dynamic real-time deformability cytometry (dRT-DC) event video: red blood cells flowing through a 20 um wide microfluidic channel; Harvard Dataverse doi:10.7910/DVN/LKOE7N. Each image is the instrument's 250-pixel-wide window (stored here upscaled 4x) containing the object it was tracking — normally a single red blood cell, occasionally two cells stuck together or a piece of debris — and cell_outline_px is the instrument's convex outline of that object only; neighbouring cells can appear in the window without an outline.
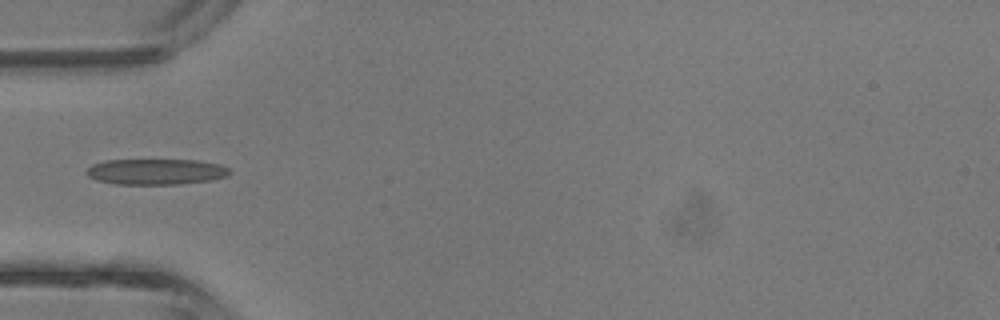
{"species": "common noctule bat (a hibernating species)", "species_latin": "Nyctalus noctula", "temperature_condition": "room temperature", "stored_images_in_passage": 29, "camera_frame_rate_fps": 3000, "um_per_image_px": 0.085, "animal": {"sex": "male", "body_mass_g": 13.3}, "frame": {"image": 1, "passage_image": 1, "time_ms": 0.0, "image_size_px": [1000, 320], "cell_outline_px": [[232, 172], [228, 176], [212, 180], [180, 184], [116, 184], [96, 180], [88, 176], [84, 172], [92, 164], [108, 160], [196, 160], [220, 164], [228, 168]], "centroid_in_image_um": [13.27, 14.59], "position_along_channel_um": 71.7, "area_um2": 21.62}}
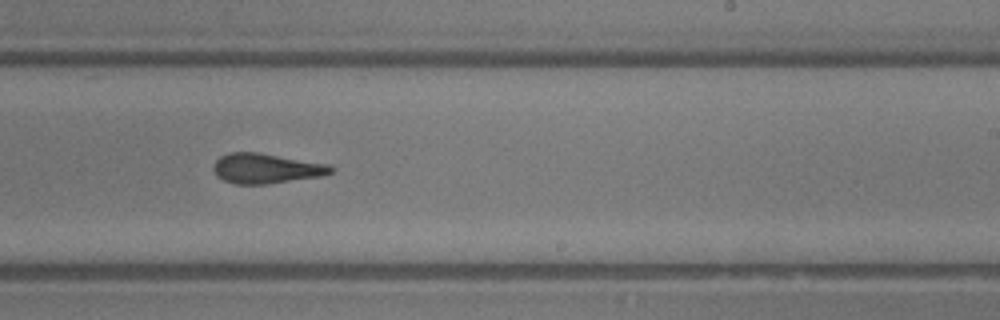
{"frame": {"image": 2, "passage_image": 13, "time_ms": 4.0, "image_size_px": [1000, 320], "cell_outline_px": [[336, 168], [332, 172], [320, 176], [264, 184], [236, 184], [224, 180], [216, 176], [212, 168], [212, 164], [220, 156], [228, 152], [256, 152], [328, 164]], "centroid_in_image_um": [22.57, 14.31], "position_along_channel_um": 266.4, "area_um2": 20.4}}
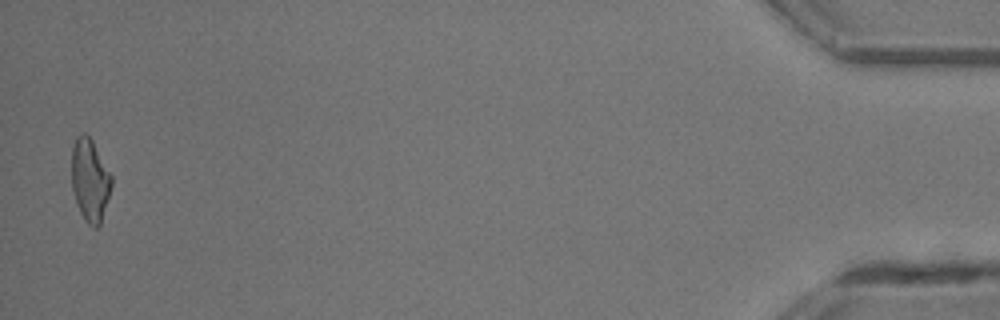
{"frame": {"image": 3, "passage_image": 29, "time_ms": 9.333, "image_size_px": [1000, 320], "cell_outline_px": [[112, 184], [100, 224], [96, 228], [92, 228], [84, 220], [76, 204], [72, 188], [72, 148], [76, 136], [80, 132], [84, 132], [92, 140], [112, 176]], "centroid_in_image_um": [7.63, 15.31], "position_along_channel_um": 427.6, "area_um2": 19.19}, "authors_computed_cell_mechanics": {"area_um2": 20.3456, "velocity_mm_per_s": 4.8428, "shape_relaxation_time_tau1_ms": 6.0007, "shape_relaxation_time_tau2_ms": 1.3029, "deformation_change_tau1": 0.1996, "deformation_change_tau2": 0.1011}}